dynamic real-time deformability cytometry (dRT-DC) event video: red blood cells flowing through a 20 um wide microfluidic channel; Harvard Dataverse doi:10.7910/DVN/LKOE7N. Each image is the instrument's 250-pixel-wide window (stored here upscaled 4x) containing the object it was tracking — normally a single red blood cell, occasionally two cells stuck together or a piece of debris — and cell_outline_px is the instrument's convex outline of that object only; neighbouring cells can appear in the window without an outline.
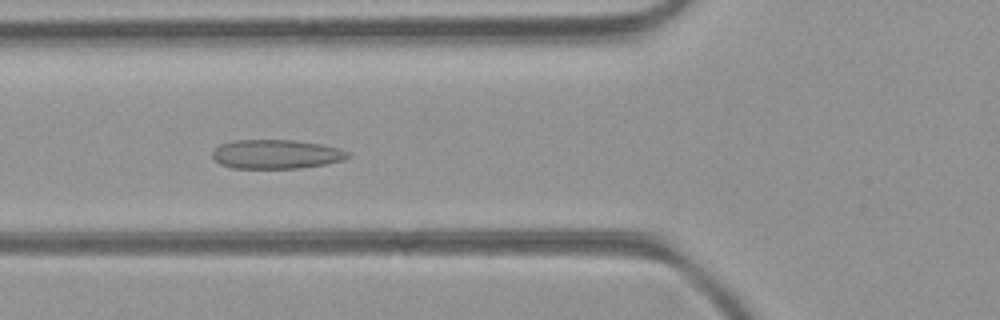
{"species": "common noctule bat (a hibernating species)", "species_latin": "Nyctalus noctula", "temperature_condition": "room temperature", "stored_images_in_passage": 39, "camera_frame_rate_fps": 3000, "um_per_image_px": 0.085, "animal": {"sex": "female", "body_mass_g": 21.9}, "frame": {"image": 1, "passage_image": 8, "time_ms": 2.333, "image_size_px": [1000, 320], "cell_outline_px": [[352, 156], [344, 160], [324, 164], [300, 168], [232, 168], [220, 164], [212, 160], [212, 152], [220, 144], [232, 140], [292, 140], [320, 144], [336, 148], [348, 152]], "centroid_in_image_um": [23.43, 13.11], "position_along_channel_um": 102.4, "area_um2": 23.0}}
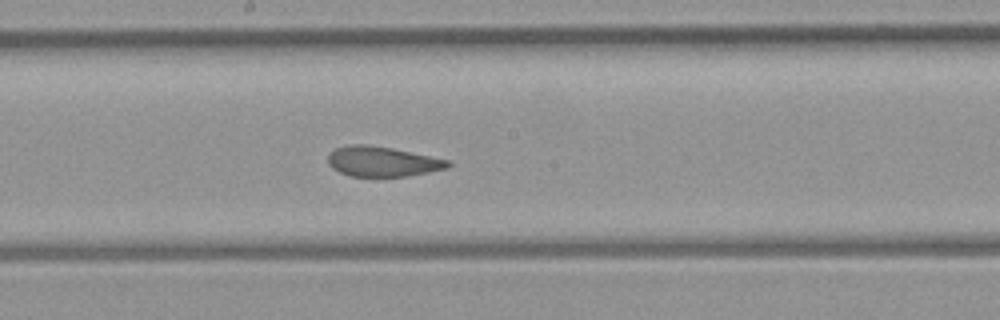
{"frame": {"image": 2, "passage_image": 16, "time_ms": 5.0, "image_size_px": [1000, 320], "cell_outline_px": [[452, 164], [448, 168], [408, 176], [352, 176], [340, 172], [332, 168], [328, 164], [328, 156], [336, 148], [352, 144], [368, 144], [392, 148], [452, 160]], "centroid_in_image_um": [32.55, 13.72], "position_along_channel_um": 215.7, "area_um2": 21.04}}
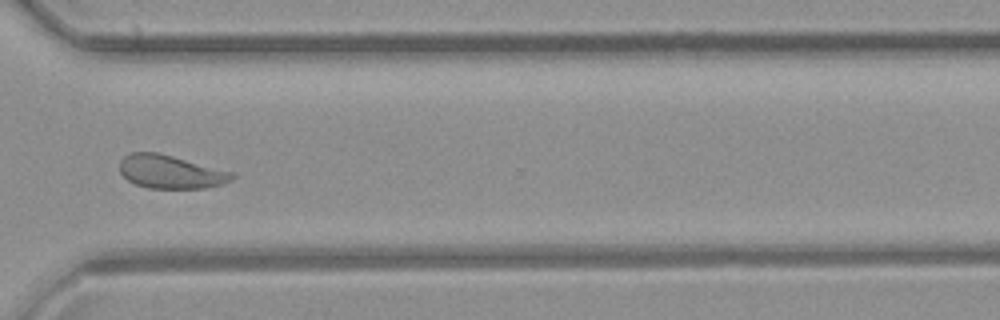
{"frame": {"image": 3, "passage_image": 26, "time_ms": 8.333, "image_size_px": [1000, 320], "cell_outline_px": [[236, 176], [232, 180], [224, 184], [204, 188], [148, 188], [136, 184], [128, 180], [120, 172], [120, 160], [124, 156], [132, 152], [156, 152], [236, 172]], "centroid_in_image_um": [14.55, 14.61], "position_along_channel_um": 356.1, "area_um2": 21.96}, "authors_computed_cell_mechanics": {"area_um2": 22.6576, "velocity_mm_per_s": 4.2286, "shape_relaxation_time_tau1_ms": null, "shape_relaxation_time_tau2_ms": 1.1164, "deformation_change_tau1": null, "deformation_change_tau2": 0.0789}}